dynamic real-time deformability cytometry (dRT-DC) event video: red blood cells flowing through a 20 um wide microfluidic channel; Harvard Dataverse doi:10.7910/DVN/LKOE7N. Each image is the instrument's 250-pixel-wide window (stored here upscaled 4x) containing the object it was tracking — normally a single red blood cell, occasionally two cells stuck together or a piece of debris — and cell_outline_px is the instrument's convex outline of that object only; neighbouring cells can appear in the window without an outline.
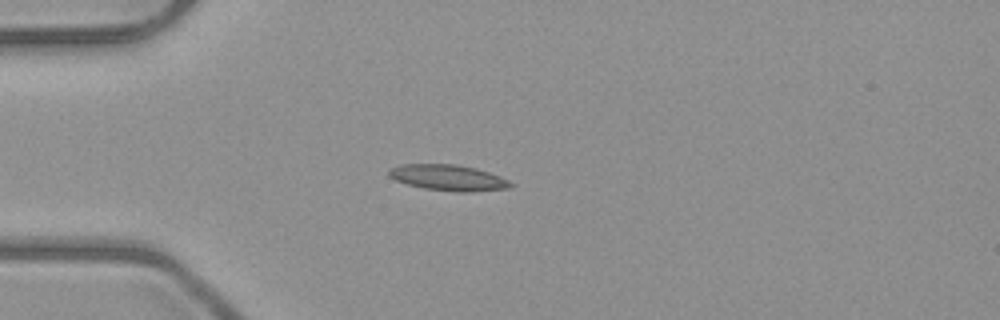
{"species": "common noctule bat (a hibernating species)", "species_latin": "Nyctalus noctula", "temperature_condition": "room temperature", "stored_images_in_passage": 2, "camera_frame_rate_fps": 3000, "um_per_image_px": 0.085, "animal": {"sex": "male", "body_mass_g": 23.1, "forearm_length_mm": 52.7}, "frame": {"image": 1, "passage_image": 2, "time_ms": 2.0, "image_size_px": [1000, 320], "cell_outline_px": [[516, 184], [508, 188], [468, 192], [456, 192], [424, 188], [408, 184], [396, 180], [388, 176], [388, 172], [392, 168], [400, 164], [456, 164], [476, 168], [500, 176]], "centroid_in_image_um": [38.12, 15.1], "position_along_channel_um": 46.9, "area_um2": 18.32}}